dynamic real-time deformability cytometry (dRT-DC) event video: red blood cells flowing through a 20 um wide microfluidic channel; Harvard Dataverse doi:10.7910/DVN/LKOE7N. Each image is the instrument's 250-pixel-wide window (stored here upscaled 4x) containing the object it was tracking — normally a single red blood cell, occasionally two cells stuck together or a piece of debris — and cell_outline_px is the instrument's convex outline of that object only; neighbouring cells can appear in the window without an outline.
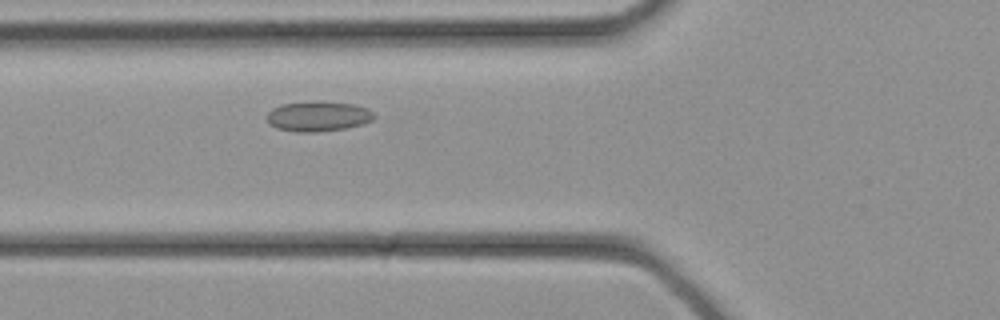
{"species": "common noctule bat (a hibernating species)", "species_latin": "Nyctalus noctula", "temperature_condition": "cold", "stored_images_in_passage": 29, "camera_frame_rate_fps": 3000, "um_per_image_px": 0.085, "animal": {"sex": "female", "body_mass_g": 21.9}, "frame": {"image": 1, "passage_image": 7, "time_ms": 2.0, "image_size_px": [1000, 320], "cell_outline_px": [[376, 116], [372, 120], [360, 124], [344, 128], [316, 132], [296, 132], [276, 128], [268, 124], [268, 112], [272, 108], [280, 104], [352, 104], [368, 108]], "centroid_in_image_um": [27.01, 9.94], "position_along_channel_um": 98.8, "area_um2": 17.86}}
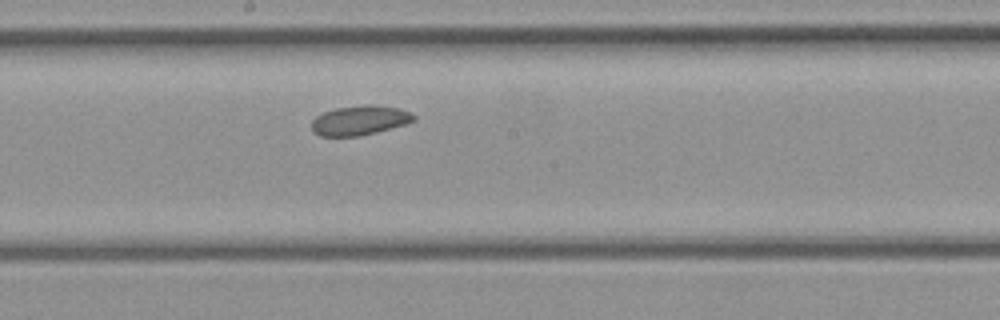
{"frame": {"image": 2, "passage_image": 13, "time_ms": 4.0, "image_size_px": [1000, 320], "cell_outline_px": [[416, 120], [404, 124], [376, 132], [360, 136], [320, 136], [312, 132], [312, 120], [316, 116], [324, 112], [336, 108], [368, 104], [372, 104], [396, 108], [412, 112], [416, 116]], "centroid_in_image_um": [30.57, 10.23], "position_along_channel_um": 217.6, "area_um2": 17.57}}
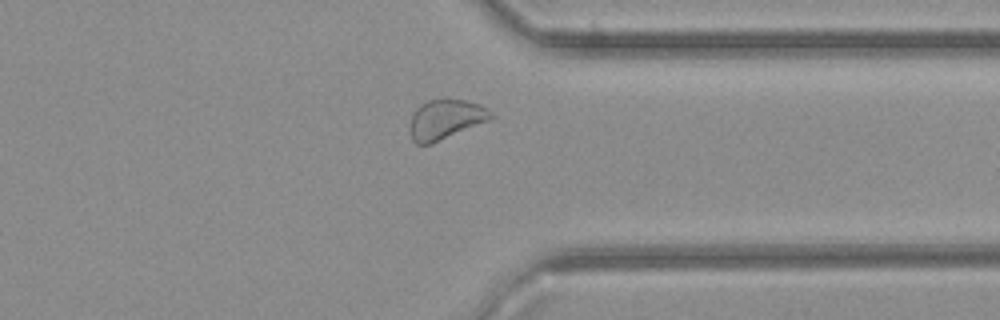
{"frame": {"image": 3, "passage_image": 21, "time_ms": 6.667, "image_size_px": [1000, 320], "cell_outline_px": [[492, 116], [488, 120], [432, 144], [416, 144], [412, 140], [408, 128], [412, 112], [420, 104], [428, 100], [444, 96], [464, 100], [480, 104], [492, 112]], "centroid_in_image_um": [37.8, 10.11], "position_along_channel_um": 373.6, "area_um2": 19.19}}